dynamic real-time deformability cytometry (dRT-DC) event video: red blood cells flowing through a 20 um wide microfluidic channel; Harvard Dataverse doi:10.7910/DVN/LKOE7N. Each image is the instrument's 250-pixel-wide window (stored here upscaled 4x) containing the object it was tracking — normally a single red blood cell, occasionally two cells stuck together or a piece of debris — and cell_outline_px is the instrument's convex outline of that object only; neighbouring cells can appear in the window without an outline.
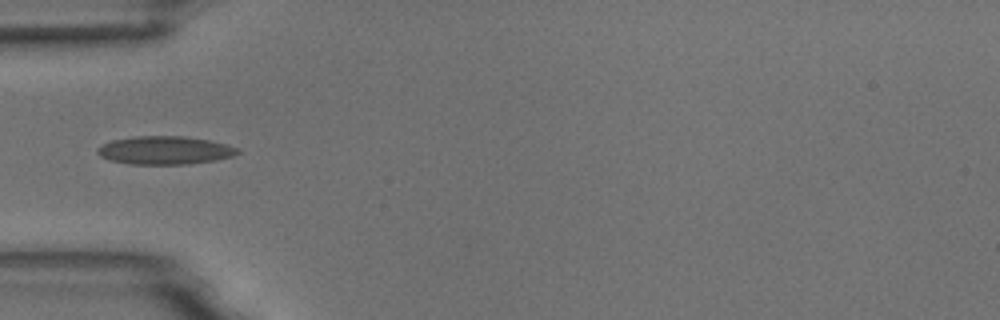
{"species": "common noctule bat (a hibernating species)", "species_latin": "Nyctalus noctula", "temperature_condition": "room temperature", "stored_images_in_passage": 2, "camera_frame_rate_fps": 3000, "um_per_image_px": 0.085, "animal": {"sex": "male", "body_mass_g": 18.8}, "frame": {"image": 1, "passage_image": 2, "time_ms": 1.0, "image_size_px": [1000, 320], "cell_outline_px": [[240, 152], [232, 156], [216, 160], [188, 164], [128, 164], [112, 160], [100, 156], [96, 152], [96, 148], [112, 140], [136, 136], [184, 136], [208, 140], [240, 148]], "centroid_in_image_um": [14.01, 12.77], "position_along_channel_um": 71.0, "area_um2": 22.95}}